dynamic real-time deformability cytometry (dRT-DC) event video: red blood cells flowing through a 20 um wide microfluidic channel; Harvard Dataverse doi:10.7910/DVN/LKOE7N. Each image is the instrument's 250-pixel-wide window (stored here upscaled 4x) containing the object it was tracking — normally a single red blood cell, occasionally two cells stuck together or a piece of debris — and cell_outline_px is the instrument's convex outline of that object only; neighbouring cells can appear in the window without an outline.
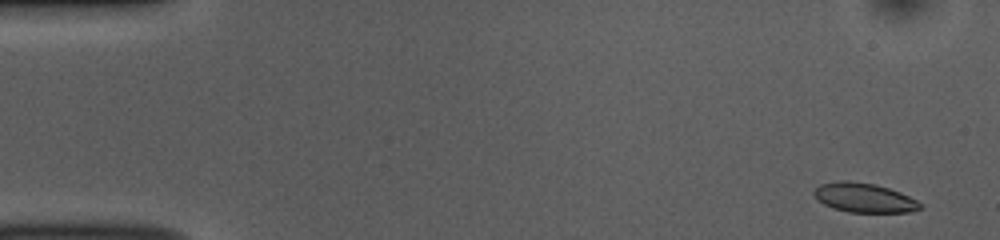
{"species": "common noctule bat (a hibernating species)", "species_latin": "Nyctalus noctula", "temperature_condition": "room temperature", "stored_images_in_passage": 52, "camera_frame_rate_fps": 3000, "um_per_image_px": 0.085, "animal": {"sex": "female", "body_mass_g": 10.0, "forearm_length_mm": 53.1}, "frame": {"image": 1, "passage_image": 2, "time_ms": 0.333, "image_size_px": [1000, 240], "cell_outline_px": [[924, 208], [908, 212], [848, 212], [824, 204], [812, 192], [820, 184], [840, 180], [848, 180], [876, 184], [900, 192], [916, 200]], "centroid_in_image_um": [73.47, 16.8], "position_along_channel_um": 11.5, "area_um2": 17.98}}
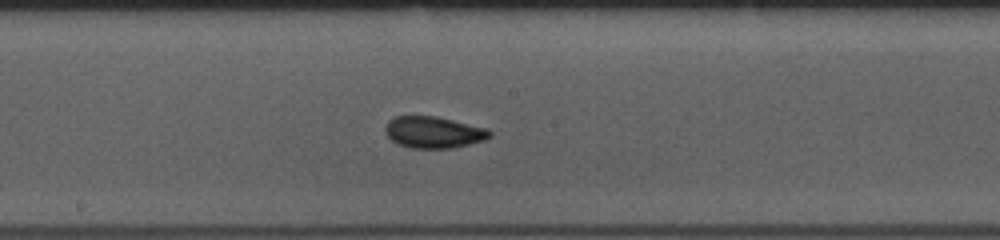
{"frame": {"image": 2, "passage_image": 27, "time_ms": 8.667, "image_size_px": [1000, 240], "cell_outline_px": [[492, 136], [484, 140], [452, 148], [412, 148], [396, 144], [388, 136], [384, 128], [388, 120], [396, 116], [436, 116], [488, 128], [492, 132]], "centroid_in_image_um": [36.86, 11.24], "position_along_channel_um": 211.3, "area_um2": 19.31}}
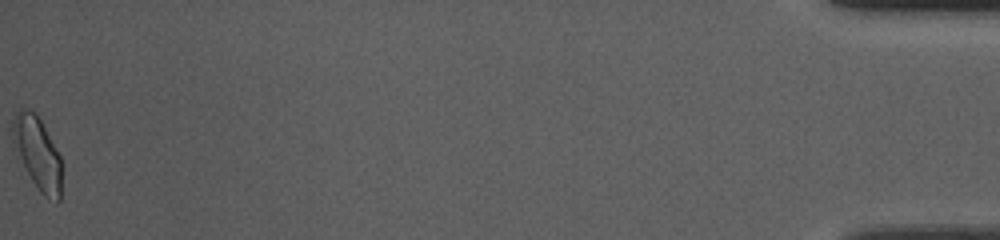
{"frame": {"image": 3, "passage_image": 52, "time_ms": 17.0, "image_size_px": [1000, 240], "cell_outline_px": [[60, 200], [56, 204], [48, 200], [40, 192], [32, 180], [12, 140], [12, 120], [16, 112], [20, 108], [28, 108], [36, 112], [60, 156]], "centroid_in_image_um": [3.18, 13.0], "position_along_channel_um": 432.0, "area_um2": 20.35}, "authors_computed_cell_mechanics": {"area_um2": 18.7272, "velocity_mm_per_s": 3.8173, "shape_relaxation_time_tau1_ms": 3.1371, "shape_relaxation_time_tau2_ms": 1.1682, "deformation_change_tau1": 0.0843, "deformation_change_tau2": 0.0403}}